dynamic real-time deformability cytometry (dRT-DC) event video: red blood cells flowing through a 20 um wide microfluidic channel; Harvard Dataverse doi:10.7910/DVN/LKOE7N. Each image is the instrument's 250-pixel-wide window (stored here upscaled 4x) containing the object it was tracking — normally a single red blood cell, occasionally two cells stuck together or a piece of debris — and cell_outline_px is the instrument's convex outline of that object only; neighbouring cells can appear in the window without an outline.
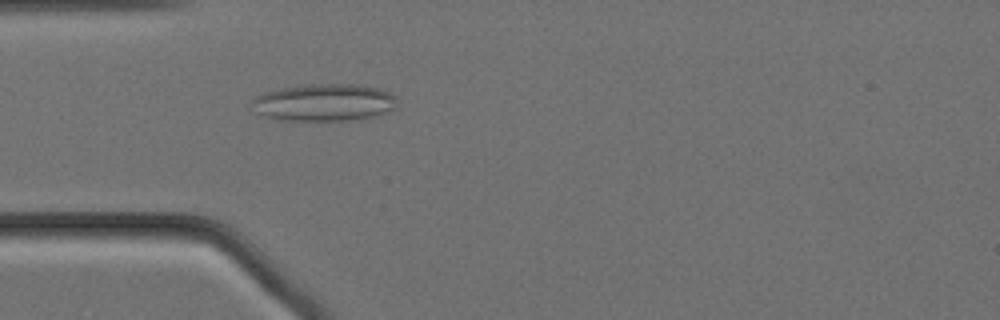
{"species": "Egyptian fruit bat (a non-hibernating species)", "species_latin": "Rousettus aegyptiacus", "temperature_condition": "cold", "stored_images_in_passage": 57, "camera_frame_rate_fps": 3000, "um_per_image_px": 0.085, "animal": {"sex": "female"}, "frame": {"image": 1, "passage_image": 16, "time_ms": 5.0, "image_size_px": [1000, 320], "cell_outline_px": [[396, 108], [372, 116], [356, 120], [288, 120], [264, 116], [252, 112], [252, 100], [256, 96], [264, 92], [284, 88], [312, 84], [352, 84], [376, 88], [388, 92], [396, 96]], "centroid_in_image_um": [27.52, 8.71], "position_along_channel_um": 57.5, "area_um2": 31.27}}
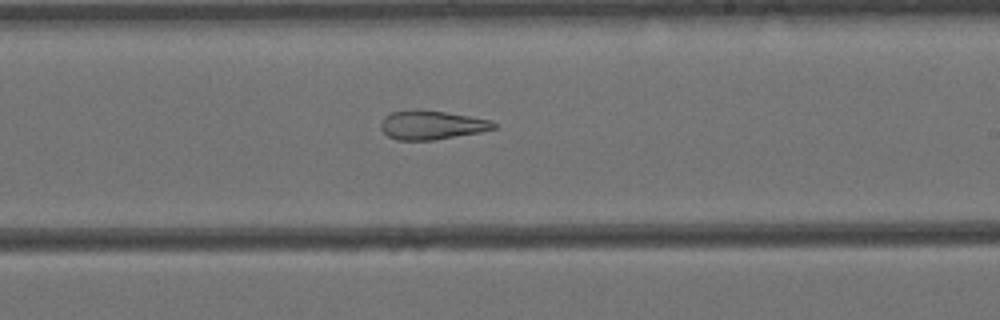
{"frame": {"image": 2, "passage_image": 33, "time_ms": 10.667, "image_size_px": [1000, 320], "cell_outline_px": [[496, 128], [480, 132], [432, 140], [396, 140], [388, 136], [380, 128], [380, 124], [384, 116], [392, 112], [416, 108], [444, 112], [468, 116], [488, 120], [496, 124]], "centroid_in_image_um": [36.62, 10.62], "position_along_channel_um": 252.4, "area_um2": 18.96}}
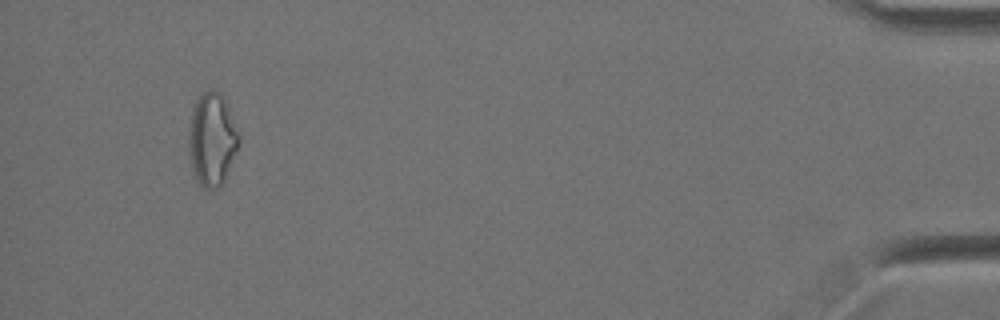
{"frame": {"image": 3, "passage_image": 54, "time_ms": 17.667, "image_size_px": [1000, 320], "cell_outline_px": [[240, 144], [220, 184], [216, 188], [204, 188], [200, 184], [196, 176], [192, 164], [188, 140], [188, 136], [192, 112], [196, 100], [208, 88], [212, 88], [228, 104], [240, 136]], "centroid_in_image_um": [18.03, 11.79], "position_along_channel_um": 417.2, "area_um2": 26.41}, "authors_computed_cell_mechanics": {"area_um2": 23.8136, "velocity_mm_per_s": 3.4619, "shape_relaxation_time_tau1_ms": null, "shape_relaxation_time_tau2_ms": 5.1532, "deformation_change_tau1": null, "deformation_change_tau2": 0.1753}}